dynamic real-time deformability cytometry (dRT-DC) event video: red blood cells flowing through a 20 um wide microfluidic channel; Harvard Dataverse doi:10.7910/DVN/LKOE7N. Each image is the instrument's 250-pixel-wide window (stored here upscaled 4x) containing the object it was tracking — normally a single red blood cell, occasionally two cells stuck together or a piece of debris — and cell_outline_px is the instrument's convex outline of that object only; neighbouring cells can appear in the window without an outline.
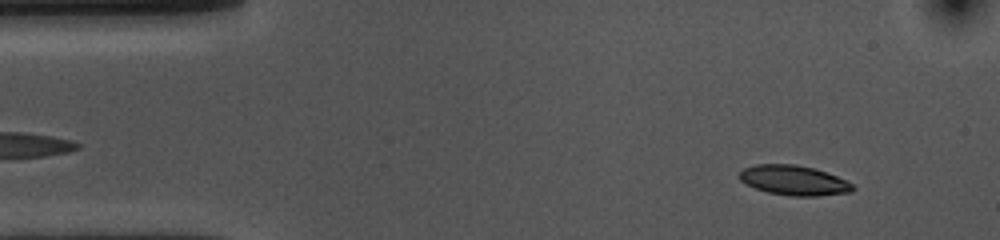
{"species": "common noctule bat (a hibernating species)", "species_latin": "Nyctalus noctula", "temperature_condition": "cold", "stored_images_in_passage": 53, "camera_frame_rate_fps": 3000, "um_per_image_px": 0.085, "animal": {"sex": "female", "body_mass_g": 10.0, "forearm_length_mm": 53.1}, "frame": {"image": 1, "passage_image": 4, "time_ms": 1.0, "image_size_px": [1000, 240], "cell_outline_px": [[856, 188], [852, 192], [820, 196], [788, 196], [768, 192], [756, 188], [740, 180], [740, 172], [744, 168], [756, 164], [796, 164], [828, 172], [852, 184]], "centroid_in_image_um": [67.51, 15.33], "position_along_channel_um": 17.5, "area_um2": 19.65}}
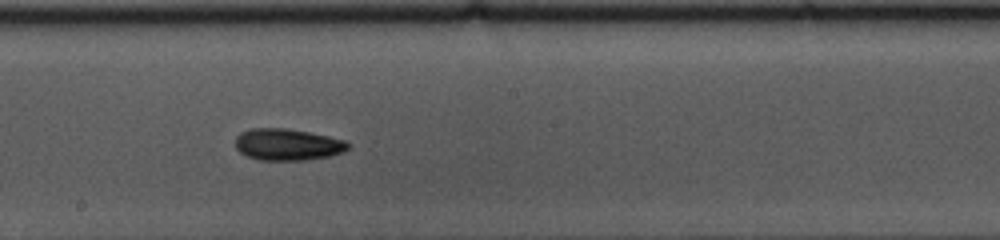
{"frame": {"image": 2, "passage_image": 27, "time_ms": 8.667, "image_size_px": [1000, 240], "cell_outline_px": [[348, 148], [344, 152], [332, 156], [304, 160], [260, 160], [248, 156], [240, 152], [236, 148], [236, 136], [240, 132], [252, 128], [284, 128], [308, 132], [348, 140]], "centroid_in_image_um": [24.46, 12.28], "position_along_channel_um": 223.7, "area_um2": 20.87}}
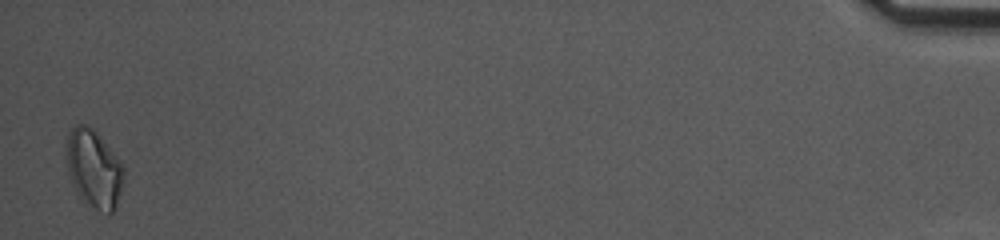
{"frame": {"image": 3, "passage_image": 52, "time_ms": 17.0, "image_size_px": [1000, 240], "cell_outline_px": [[124, 184], [116, 208], [112, 212], [100, 212], [84, 204], [80, 200], [68, 176], [64, 148], [68, 136], [72, 128], [76, 124], [84, 124], [92, 128], [100, 136], [124, 164]], "centroid_in_image_um": [7.97, 14.38], "position_along_channel_um": 427.2, "area_um2": 26.99}, "authors_computed_cell_mechanics": {"area_um2": 19.941, "velocity_mm_per_s": 3.6278, "shape_relaxation_time_tau1_ms": 5.1269, "shape_relaxation_time_tau2_ms": null, "deformation_change_tau1": 0.1125, "deformation_change_tau2": null}}